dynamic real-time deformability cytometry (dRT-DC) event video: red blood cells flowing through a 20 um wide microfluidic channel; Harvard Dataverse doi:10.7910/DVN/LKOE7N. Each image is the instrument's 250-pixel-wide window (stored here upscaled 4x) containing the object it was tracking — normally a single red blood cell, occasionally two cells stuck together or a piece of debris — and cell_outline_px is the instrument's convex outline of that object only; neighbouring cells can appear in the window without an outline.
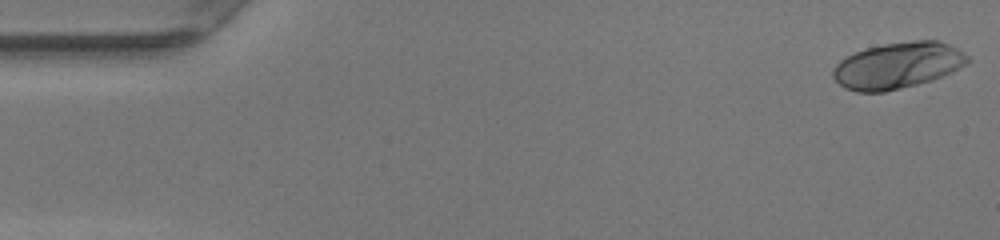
{"species": "human", "species_latin": "Homo sapiens", "temperature_condition": "warm", "stored_images_in_passage": 45, "camera_frame_rate_fps": 3000, "um_per_image_px": 0.085, "donor": {"sex": "female"}, "frame": {"image": 1, "passage_image": 1, "time_ms": 0.0, "image_size_px": [1000, 240], "cell_outline_px": [[968, 64], [952, 72], [932, 80], [884, 92], [856, 92], [844, 88], [832, 76], [832, 68], [840, 60], [856, 52], [868, 48], [884, 44], [912, 40], [936, 40], [948, 44], [964, 52], [968, 56]], "centroid_in_image_um": [76.3, 5.56], "position_along_channel_um": 8.7, "area_um2": 36.18}}
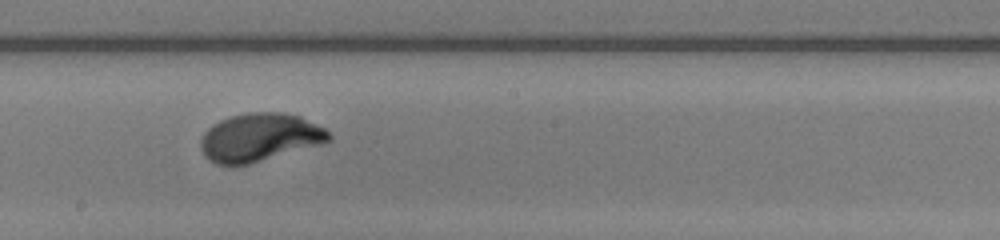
{"frame": {"image": 2, "passage_image": 27, "time_ms": 8.667, "image_size_px": [1000, 240], "cell_outline_px": [[332, 140], [320, 144], [248, 164], [216, 164], [208, 160], [204, 156], [200, 148], [200, 140], [204, 132], [212, 124], [220, 120], [232, 116], [248, 112], [280, 112], [300, 116], [324, 128], [332, 136]], "centroid_in_image_um": [22.04, 11.67], "position_along_channel_um": 226.2, "area_um2": 35.72}}
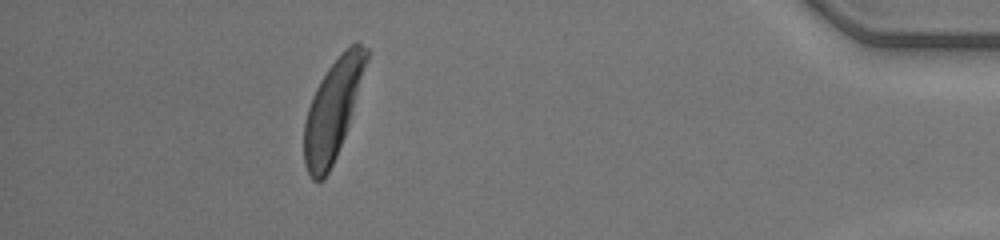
{"frame": {"image": 3, "passage_image": 44, "time_ms": 14.333, "image_size_px": [1000, 240], "cell_outline_px": [[368, 60], [348, 124], [344, 136], [336, 156], [324, 180], [312, 180], [304, 164], [304, 120], [312, 96], [320, 80], [328, 68], [344, 48], [356, 40], [368, 48]], "centroid_in_image_um": [28.27, 9.29], "position_along_channel_um": 406.9, "area_um2": 35.66}}